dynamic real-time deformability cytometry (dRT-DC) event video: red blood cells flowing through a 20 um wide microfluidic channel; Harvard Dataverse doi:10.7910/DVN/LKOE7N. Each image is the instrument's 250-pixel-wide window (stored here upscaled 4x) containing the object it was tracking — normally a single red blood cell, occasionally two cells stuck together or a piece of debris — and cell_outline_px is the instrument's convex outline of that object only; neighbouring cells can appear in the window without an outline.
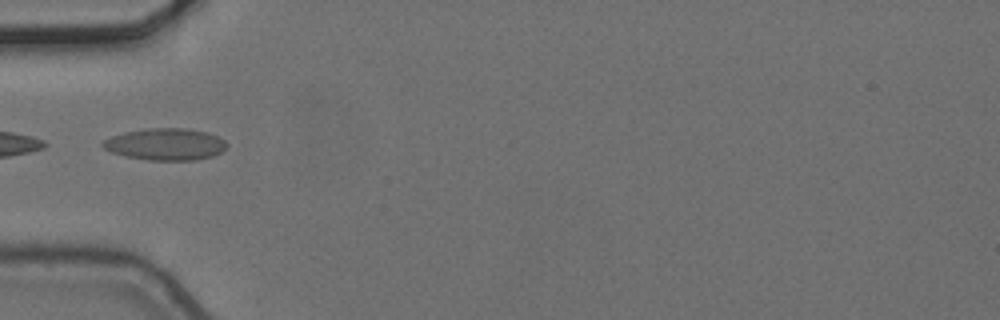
{"species": "common noctule bat (a hibernating species)", "species_latin": "Nyctalus noctula", "temperature_condition": "cold", "stored_images_in_passage": 6, "camera_frame_rate_fps": 3000, "um_per_image_px": 0.085, "animal": {"sex": "female", "body_mass_g": 24.6, "forearm_length_mm": 56.2}, "frame": {"image": 1, "passage_image": 1, "time_ms": 0.0, "image_size_px": [1000, 320], "cell_outline_px": [[228, 144], [220, 152], [212, 156], [196, 160], [148, 160], [128, 156], [112, 152], [104, 148], [100, 144], [104, 140], [112, 136], [124, 132], [148, 128], [184, 128], [208, 132], [224, 140]], "centroid_in_image_um": [14.06, 12.25], "position_along_channel_um": 70.9, "area_um2": 22.83}}
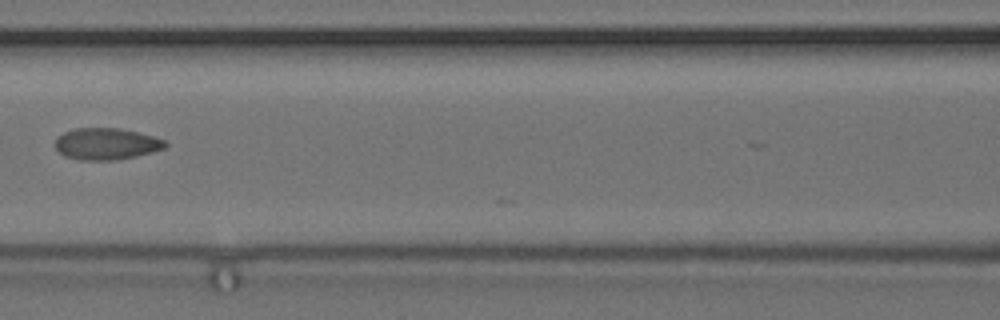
{"frame": {"image": 2, "passage_image": 3, "time_ms": 0.667, "image_size_px": [1000, 320], "cell_outline_px": [[168, 144], [164, 148], [152, 152], [136, 156], [116, 160], [76, 160], [64, 156], [56, 148], [56, 136], [64, 132], [76, 128], [116, 128], [136, 132], [152, 136], [164, 140]], "centroid_in_image_um": [9.01, 12.24], "position_along_channel_um": 157.6, "area_um2": 20.23}}
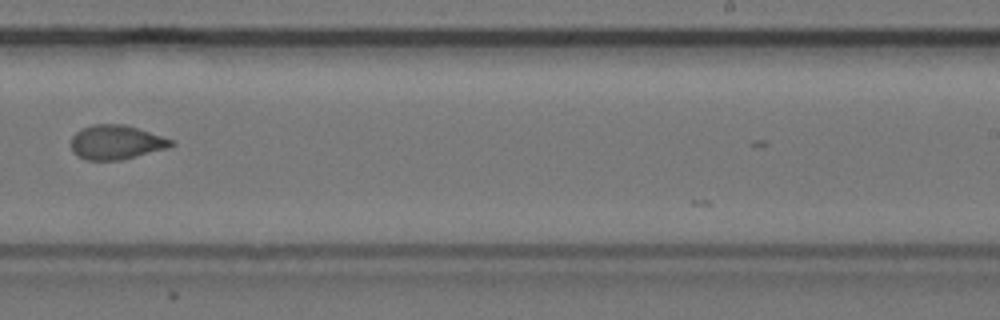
{"frame": {"image": 3, "passage_image": 6, "time_ms": 1.667, "image_size_px": [1000, 320], "cell_outline_px": [[176, 144], [168, 148], [120, 160], [84, 160], [72, 152], [72, 136], [80, 128], [92, 124], [124, 124], [172, 140]], "centroid_in_image_um": [9.83, 12.09], "position_along_channel_um": 279.2, "area_um2": 19.88}}